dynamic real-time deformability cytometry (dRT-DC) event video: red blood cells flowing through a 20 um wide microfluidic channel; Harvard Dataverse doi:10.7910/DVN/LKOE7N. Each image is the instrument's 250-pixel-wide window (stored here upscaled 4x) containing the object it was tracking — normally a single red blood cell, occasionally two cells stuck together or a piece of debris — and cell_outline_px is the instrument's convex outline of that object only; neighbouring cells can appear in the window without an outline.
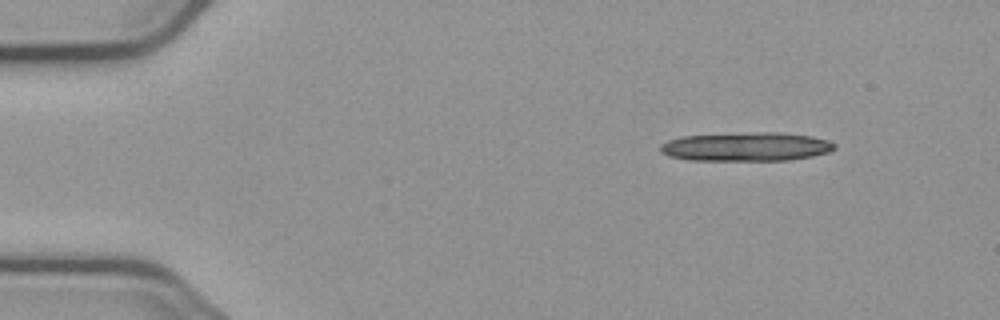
{"species": "common noctule bat (a hibernating species)", "species_latin": "Nyctalus noctula", "temperature_condition": "cold", "stored_images_in_passage": 5, "camera_frame_rate_fps": 3000, "um_per_image_px": 0.085, "animal": {"sex": "male", "body_mass_g": 23.1, "forearm_length_mm": 52.7}, "frame": {"image": 1, "passage_image": 1, "time_ms": 0.0, "image_size_px": [1000, 320], "cell_outline_px": [[836, 148], [828, 152], [812, 156], [788, 160], [692, 160], [668, 156], [660, 152], [660, 144], [668, 140], [680, 136], [756, 132], [784, 132], [812, 136], [828, 140], [836, 144]], "centroid_in_image_um": [63.43, 12.46], "position_along_channel_um": 21.6, "area_um2": 29.42}}
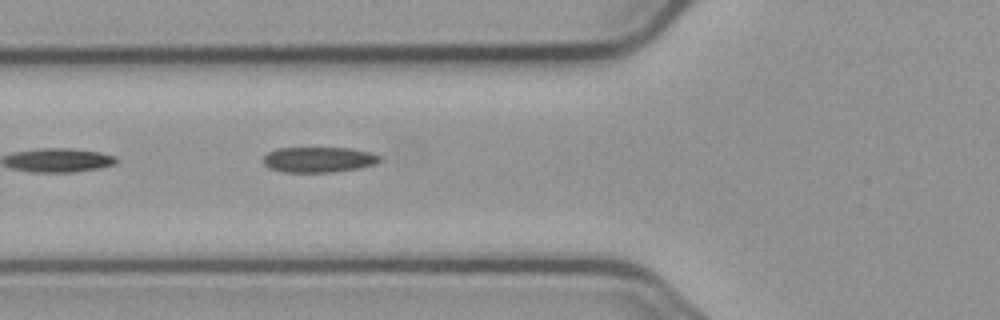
{"frame": {"image": 2, "passage_image": 5, "time_ms": 4.667, "image_size_px": [1000, 320], "cell_outline_px": [[380, 160], [376, 164], [356, 168], [332, 172], [284, 172], [268, 168], [264, 164], [264, 156], [268, 152], [276, 148], [348, 148], [368, 152], [380, 156]], "centroid_in_image_um": [27.04, 13.57], "position_along_channel_um": 98.8, "area_um2": 17.11}}